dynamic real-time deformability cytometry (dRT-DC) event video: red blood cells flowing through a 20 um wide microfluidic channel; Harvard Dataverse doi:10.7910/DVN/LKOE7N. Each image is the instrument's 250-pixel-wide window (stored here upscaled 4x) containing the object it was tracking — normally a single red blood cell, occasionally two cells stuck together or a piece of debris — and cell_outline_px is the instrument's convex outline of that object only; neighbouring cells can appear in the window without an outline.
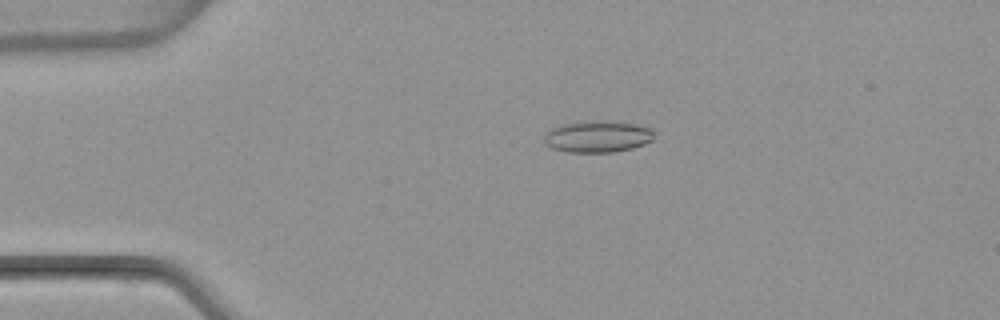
{"species": "common noctule bat (a hibernating species)", "species_latin": "Nyctalus noctula", "temperature_condition": "warm", "stored_images_in_passage": 4, "camera_frame_rate_fps": 3000, "um_per_image_px": 0.085, "animal": {"sex": "female", "body_mass_g": 22.7, "forearm_length_mm": 54.2}, "frame": {"image": 1, "passage_image": 3, "time_ms": 3.333, "image_size_px": [1000, 320], "cell_outline_px": [[656, 132], [652, 140], [644, 144], [632, 148], [612, 152], [568, 152], [552, 148], [544, 144], [544, 136], [552, 128], [560, 124], [580, 120], [608, 120], [636, 124], [652, 128]], "centroid_in_image_um": [50.8, 11.58], "position_along_channel_um": 34.2, "area_um2": 20.75}}